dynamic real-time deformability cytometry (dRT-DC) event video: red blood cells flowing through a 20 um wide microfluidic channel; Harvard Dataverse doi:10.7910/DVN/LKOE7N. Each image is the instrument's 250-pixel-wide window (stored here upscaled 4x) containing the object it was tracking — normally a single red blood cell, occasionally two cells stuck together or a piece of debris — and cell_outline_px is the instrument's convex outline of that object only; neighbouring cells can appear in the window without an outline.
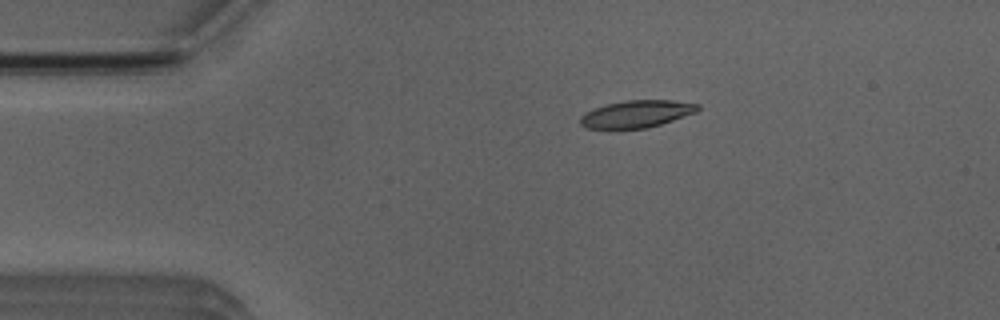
{"species": "Egyptian fruit bat (a non-hibernating species)", "species_latin": "Rousettus aegyptiacus", "temperature_condition": "room temperature", "stored_images_in_passage": 5, "camera_frame_rate_fps": 3000, "um_per_image_px": 0.085, "animal": {"sex": "male"}, "frame": {"image": 1, "passage_image": 1, "time_ms": 0.0, "image_size_px": [1000, 320], "cell_outline_px": [[700, 108], [696, 112], [648, 128], [584, 128], [580, 124], [580, 116], [604, 104], [628, 100], [672, 100], [700, 104]], "centroid_in_image_um": [54.12, 9.67], "position_along_channel_um": 30.9, "area_um2": 18.44}}
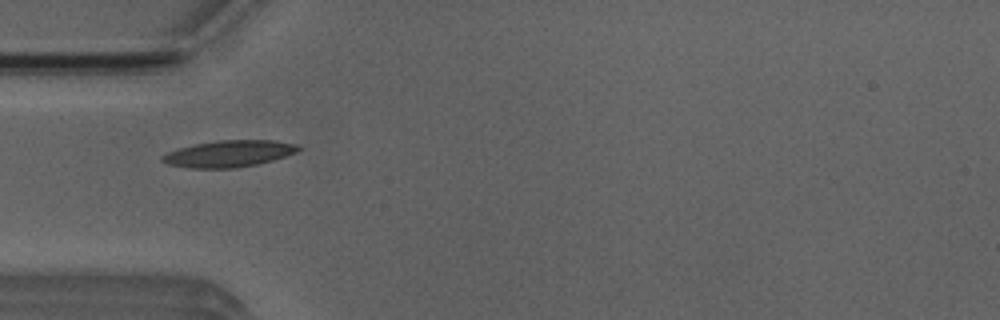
{"frame": {"image": 2, "passage_image": 3, "time_ms": 2.0, "image_size_px": [1000, 320], "cell_outline_px": [[304, 148], [296, 152], [272, 160], [256, 164], [236, 168], [192, 168], [168, 164], [160, 160], [160, 156], [168, 152], [180, 148], [196, 144], [220, 140], [276, 140], [296, 144]], "centroid_in_image_um": [19.48, 13.06], "position_along_channel_um": 65.5, "area_um2": 20.98}}